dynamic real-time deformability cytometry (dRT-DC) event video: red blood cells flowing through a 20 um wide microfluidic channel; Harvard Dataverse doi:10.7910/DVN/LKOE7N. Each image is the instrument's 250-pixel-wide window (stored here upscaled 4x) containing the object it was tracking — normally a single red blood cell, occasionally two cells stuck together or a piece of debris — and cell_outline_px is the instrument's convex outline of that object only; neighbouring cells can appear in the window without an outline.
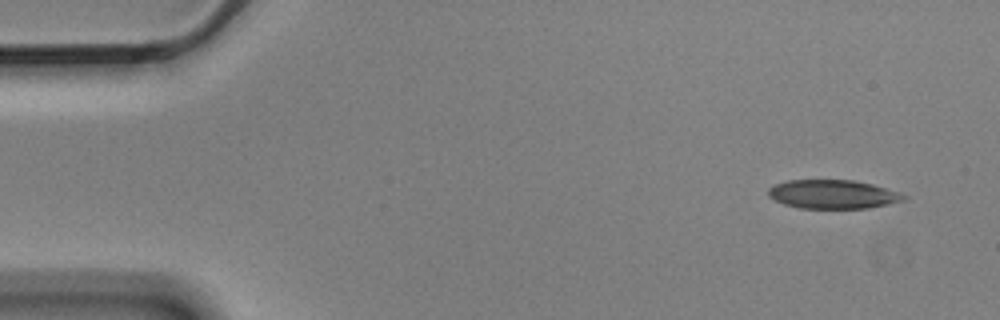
{"species": "Egyptian fruit bat (a non-hibernating species)", "species_latin": "Rousettus aegyptiacus", "temperature_condition": "cold", "stored_images_in_passage": 5, "camera_frame_rate_fps": 3000, "um_per_image_px": 0.085, "animal": {"sex": "male"}, "frame": {"image": 1, "passage_image": 1, "time_ms": 0.0, "image_size_px": [1000, 320], "cell_outline_px": [[908, 200], [868, 208], [800, 208], [784, 204], [768, 196], [768, 188], [776, 184], [788, 180], [852, 180], [872, 184], [900, 192], [908, 196]], "centroid_in_image_um": [70.84, 16.51], "position_along_channel_um": 14.2, "area_um2": 22.77}}
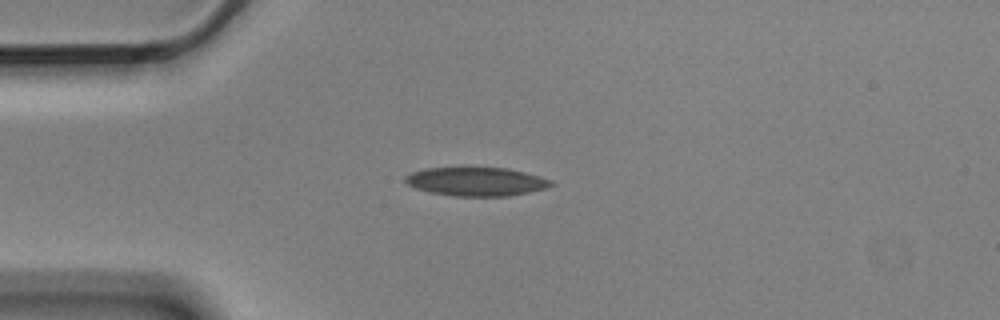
{"frame": {"image": 2, "passage_image": 4, "time_ms": 1.0, "image_size_px": [1000, 320], "cell_outline_px": [[556, 184], [544, 188], [528, 192], [508, 196], [452, 196], [432, 192], [416, 188], [408, 184], [404, 180], [404, 176], [412, 172], [424, 168], [464, 164], [508, 168], [540, 176], [552, 180]], "centroid_in_image_um": [40.44, 15.37], "position_along_channel_um": 44.6, "area_um2": 25.43}}